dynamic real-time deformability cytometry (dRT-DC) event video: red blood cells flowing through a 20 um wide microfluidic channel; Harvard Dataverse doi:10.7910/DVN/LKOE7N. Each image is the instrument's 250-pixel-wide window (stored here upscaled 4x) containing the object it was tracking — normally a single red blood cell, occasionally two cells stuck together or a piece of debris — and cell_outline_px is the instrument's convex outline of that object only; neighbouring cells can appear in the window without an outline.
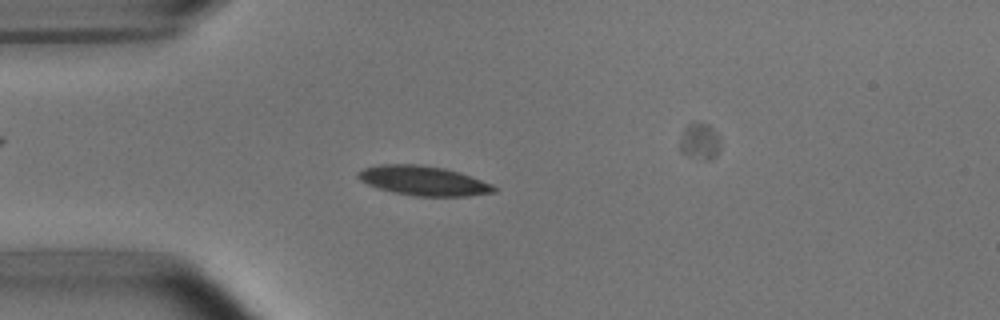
{"species": "common noctule bat (a hibernating species)", "species_latin": "Nyctalus noctula", "temperature_condition": "room temperature", "stored_images_in_passage": 41, "camera_frame_rate_fps": 3000, "um_per_image_px": 0.085, "animal": {"sex": "male", "body_mass_g": 15.6}, "frame": {"image": 1, "passage_image": 9, "time_ms": 2.667, "image_size_px": [1000, 320], "cell_outline_px": [[496, 192], [468, 196], [416, 196], [392, 192], [368, 184], [360, 180], [356, 176], [356, 172], [364, 168], [380, 164], [416, 164], [444, 168], [460, 172], [492, 184], [496, 188]], "centroid_in_image_um": [35.99, 15.36], "position_along_channel_um": 49.0, "area_um2": 23.35}}
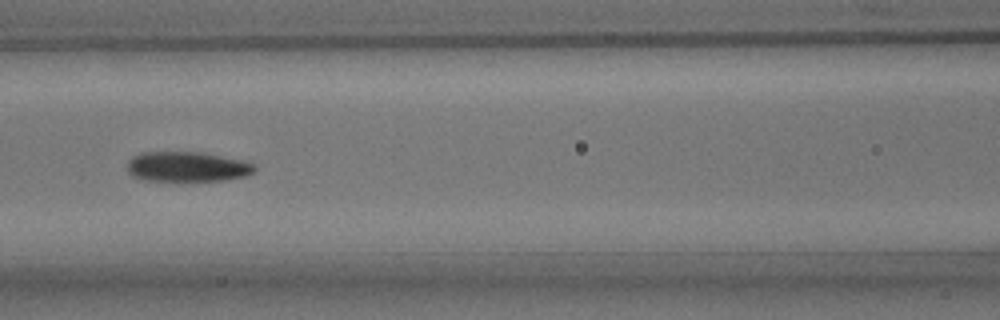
{"frame": {"image": 2, "passage_image": 18, "time_ms": 5.667, "image_size_px": [1000, 320], "cell_outline_px": [[256, 168], [252, 172], [244, 176], [224, 180], [140, 180], [132, 176], [128, 172], [128, 160], [132, 156], [140, 152], [204, 152], [244, 160], [256, 164]], "centroid_in_image_um": [15.9, 14.15], "position_along_channel_um": 150.7, "area_um2": 22.37}}
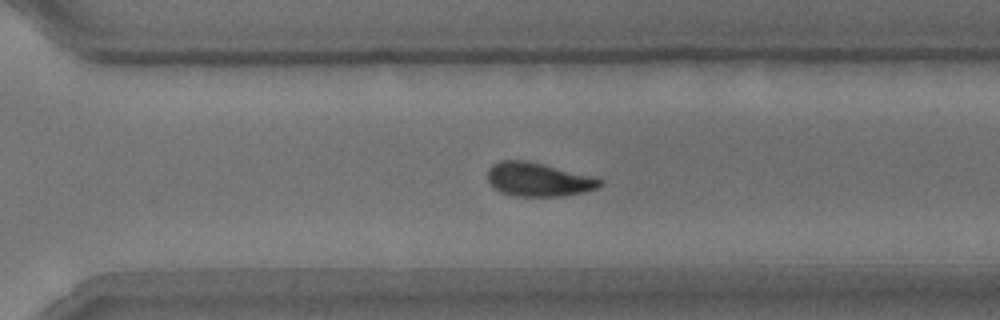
{"frame": {"image": 3, "passage_image": 32, "time_ms": 10.333, "image_size_px": [1000, 320], "cell_outline_px": [[600, 184], [596, 188], [584, 192], [564, 196], [512, 196], [500, 192], [492, 188], [488, 180], [488, 168], [492, 164], [500, 160], [524, 160], [544, 164], [592, 176], [600, 180]], "centroid_in_image_um": [45.69, 15.26], "position_along_channel_um": 324.9, "area_um2": 22.08}, "authors_computed_cell_mechanics": {"area_um2": 22.6576, "velocity_mm_per_s": 3.7404, "shape_relaxation_time_tau1_ms": 3.9188, "shape_relaxation_time_tau2_ms": 2.7953, "deformation_change_tau1": 0.13, "deformation_change_tau2": 0.076}}